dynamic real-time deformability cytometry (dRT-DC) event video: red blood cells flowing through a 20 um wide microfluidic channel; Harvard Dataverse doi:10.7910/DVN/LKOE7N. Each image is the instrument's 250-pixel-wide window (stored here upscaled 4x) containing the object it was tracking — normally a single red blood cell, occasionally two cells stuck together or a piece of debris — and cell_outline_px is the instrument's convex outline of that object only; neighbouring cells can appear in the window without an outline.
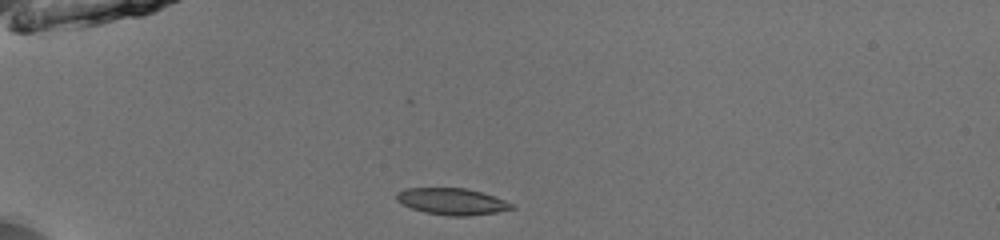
{"species": "common noctule bat (a hibernating species)", "species_latin": "Nyctalus noctula", "temperature_condition": "room temperature", "stored_images_in_passage": 38, "camera_frame_rate_fps": 3000, "um_per_image_px": 0.085, "animal": {"sex": "male", "body_mass_g": 13.0, "forearm_length_mm": 53.1}, "frame": {"image": 1, "passage_image": 1, "time_ms": 0.0, "image_size_px": [1000, 240], "cell_outline_px": [[516, 208], [496, 212], [464, 216], [448, 216], [424, 212], [412, 208], [396, 200], [396, 192], [408, 188], [464, 188], [480, 192], [504, 200], [512, 204]], "centroid_in_image_um": [38.39, 17.12], "position_along_channel_um": 46.6, "area_um2": 17.57}}
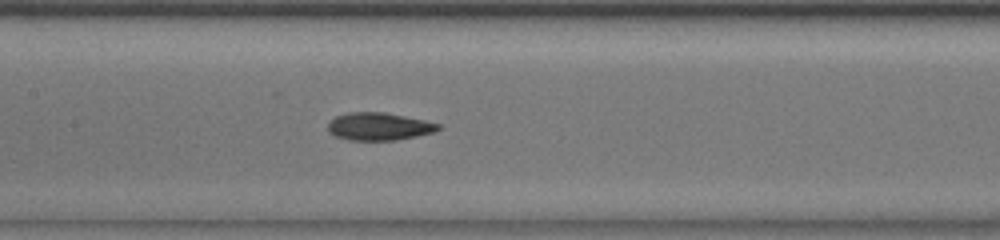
{"frame": {"image": 2, "passage_image": 13, "time_ms": 4.0, "image_size_px": [1000, 240], "cell_outline_px": [[440, 128], [432, 132], [416, 136], [396, 140], [348, 140], [336, 136], [328, 132], [328, 124], [336, 116], [348, 112], [384, 112], [424, 120], [440, 124]], "centroid_in_image_um": [32.18, 10.75], "position_along_channel_um": 175.2, "area_um2": 17.63}}
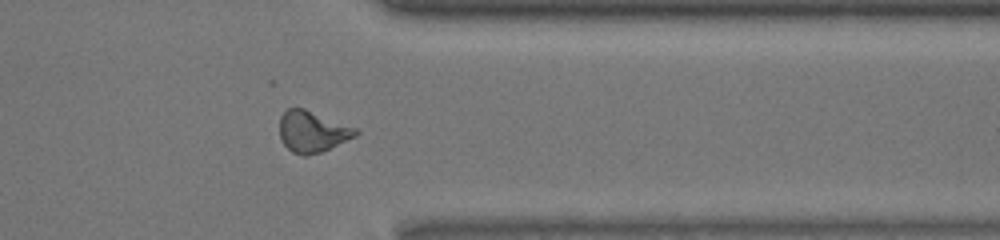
{"frame": {"image": 3, "passage_image": 29, "time_ms": 9.333, "image_size_px": [1000, 240], "cell_outline_px": [[360, 132], [356, 136], [320, 152], [308, 156], [304, 156], [292, 152], [280, 140], [280, 116], [288, 108], [304, 108], [356, 128]], "centroid_in_image_um": [26.53, 11.19], "position_along_channel_um": 384.9, "area_um2": 18.15}, "authors_computed_cell_mechanics": {"area_um2": 17.8891, "velocity_mm_per_s": 3.9717, "shape_relaxation_time_tau1_ms": 7.0402, "shape_relaxation_time_tau2_ms": 1.968, "deformation_change_tau1": 0.1785, "deformation_change_tau2": 0.0858}}